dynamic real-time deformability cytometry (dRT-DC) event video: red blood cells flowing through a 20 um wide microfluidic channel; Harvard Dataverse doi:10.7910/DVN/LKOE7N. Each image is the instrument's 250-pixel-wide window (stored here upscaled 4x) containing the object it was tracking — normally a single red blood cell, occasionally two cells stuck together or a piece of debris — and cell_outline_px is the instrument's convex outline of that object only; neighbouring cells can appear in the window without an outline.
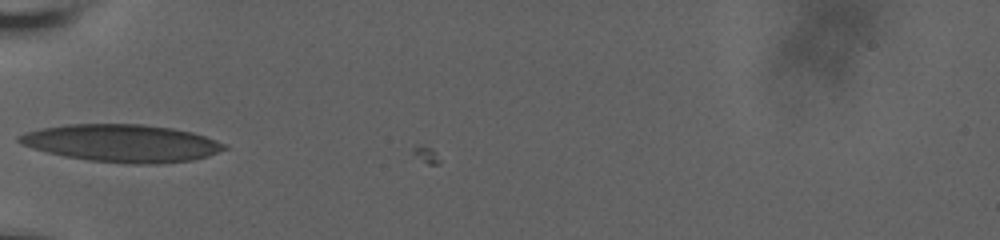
{"species": "human", "species_latin": "Homo sapiens", "temperature_condition": "room temperature", "stored_images_in_passage": 32, "camera_frame_rate_fps": 3000, "um_per_image_px": 0.085, "donor": {"sex": "male"}, "frame": {"image": 1, "passage_image": 1, "time_ms": 0.0, "image_size_px": [1000, 240], "cell_outline_px": [[228, 148], [208, 156], [192, 160], [156, 164], [132, 164], [88, 160], [64, 156], [32, 148], [20, 144], [16, 140], [16, 136], [24, 132], [40, 128], [68, 124], [144, 124], [172, 128], [192, 132], [228, 144]], "centroid_in_image_um": [10.35, 12.16], "position_along_channel_um": 74.7, "area_um2": 45.08}}
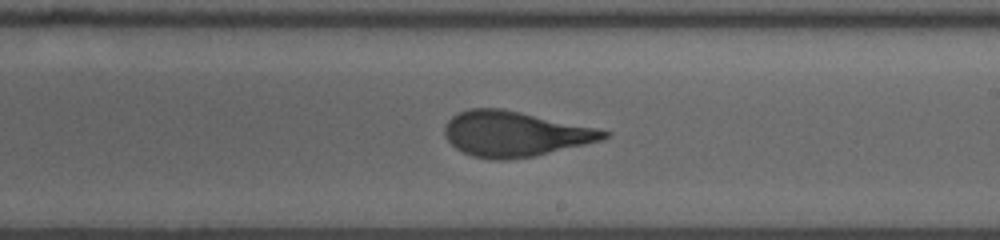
{"frame": {"image": 2, "passage_image": 15, "time_ms": 4.667, "image_size_px": [1000, 240], "cell_outline_px": [[612, 132], [608, 136], [600, 140], [584, 144], [532, 156], [504, 160], [492, 160], [472, 156], [456, 148], [444, 136], [444, 128], [448, 120], [452, 116], [468, 108], [500, 108], [520, 112], [596, 128]], "centroid_in_image_um": [43.7, 11.37], "position_along_channel_um": 245.3, "area_um2": 41.44}}
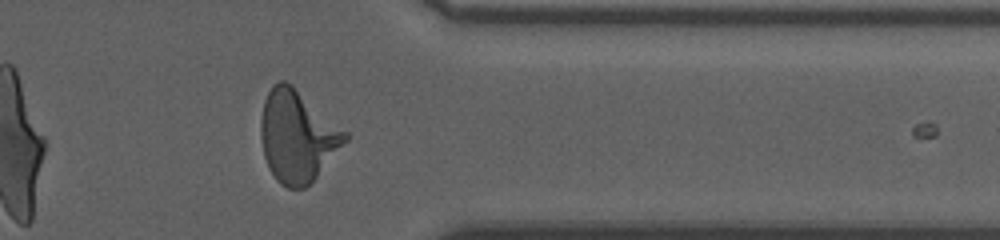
{"frame": {"image": 3, "passage_image": 27, "time_ms": 8.667, "image_size_px": [1000, 240], "cell_outline_px": [[348, 140], [316, 176], [304, 188], [288, 188], [280, 184], [276, 180], [268, 168], [264, 156], [260, 140], [260, 120], [264, 100], [272, 84], [280, 80], [284, 80], [292, 84], [348, 132]], "centroid_in_image_um": [25.25, 11.55], "position_along_channel_um": 386.2, "area_um2": 45.08}, "authors_computed_cell_mechanics": {"area_um2": 41.5293, "velocity_mm_per_s": 3.666, "shape_relaxation_time_tau1_ms": 6.5132, "shape_relaxation_time_tau2_ms": 1.0085, "deformation_change_tau1": 0.2605, "deformation_change_tau2": 0.0886}}